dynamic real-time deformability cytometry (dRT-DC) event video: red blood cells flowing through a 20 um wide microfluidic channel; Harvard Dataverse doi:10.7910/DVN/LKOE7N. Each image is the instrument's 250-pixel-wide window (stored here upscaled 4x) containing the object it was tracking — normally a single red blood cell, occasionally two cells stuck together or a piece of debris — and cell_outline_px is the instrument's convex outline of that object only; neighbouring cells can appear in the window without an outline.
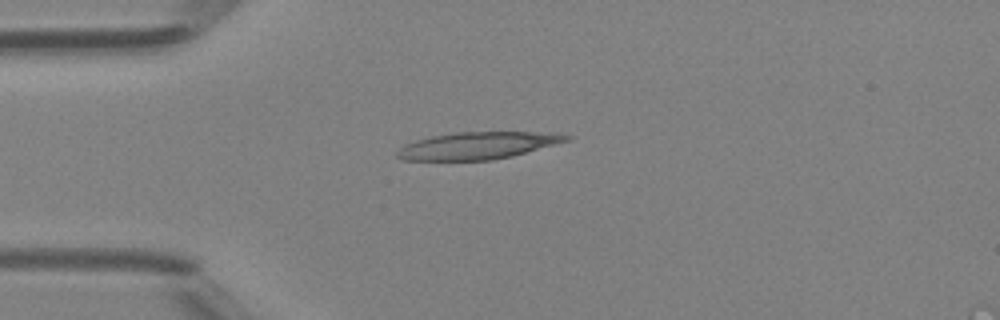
{"species": "Egyptian fruit bat (a non-hibernating species)", "species_latin": "Rousettus aegyptiacus", "temperature_condition": "room temperature", "stored_images_in_passage": 38, "camera_frame_rate_fps": 3000, "um_per_image_px": 0.085, "animal": {"sex": "female"}, "frame": {"image": 1, "passage_image": 1, "time_ms": 0.0, "image_size_px": [1000, 320], "cell_outline_px": [[572, 140], [512, 156], [492, 160], [400, 160], [396, 156], [396, 152], [404, 144], [416, 140], [432, 136], [456, 132], [560, 132], [572, 136]], "centroid_in_image_um": [40.66, 12.37], "position_along_channel_um": 44.3, "area_um2": 27.05}}
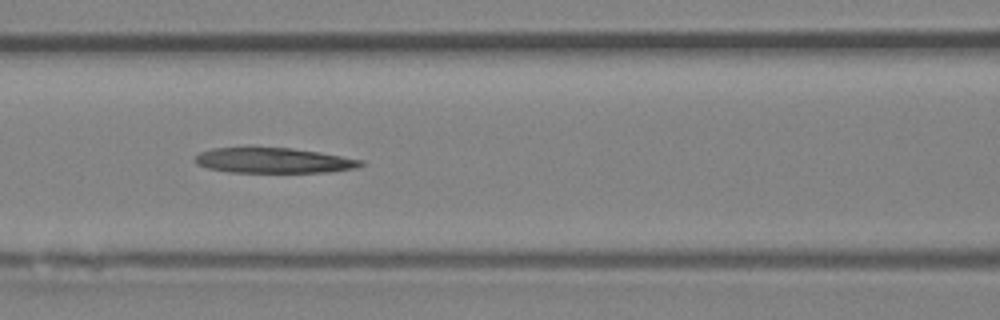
{"frame": {"image": 2, "passage_image": 10, "time_ms": 3.0, "image_size_px": [1000, 320], "cell_outline_px": [[368, 164], [356, 168], [328, 172], [228, 172], [208, 168], [196, 164], [192, 160], [200, 152], [212, 148], [292, 148], [320, 152], [364, 160]], "centroid_in_image_um": [23.29, 13.64], "position_along_channel_um": 143.3, "area_um2": 24.51}}
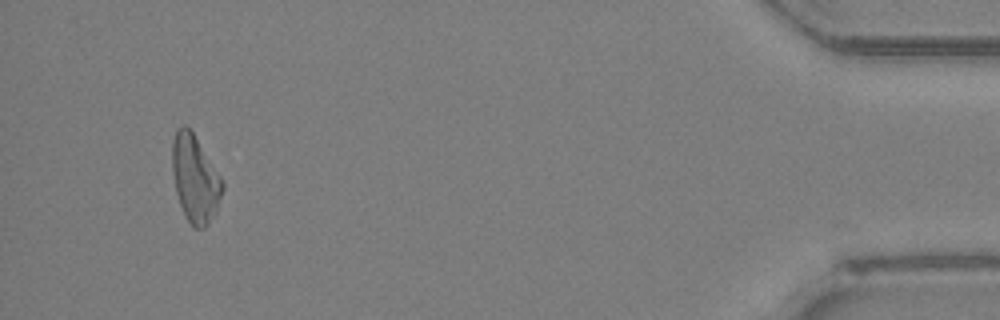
{"frame": {"image": 3, "passage_image": 35, "time_ms": 11.333, "image_size_px": [1000, 320], "cell_outline_px": [[224, 188], [216, 212], [208, 224], [204, 228], [192, 228], [184, 216], [176, 192], [172, 172], [172, 144], [176, 128], [184, 124], [192, 132], [220, 176], [224, 184]], "centroid_in_image_um": [16.56, 15.23], "position_along_channel_um": 418.6, "area_um2": 25.37}, "authors_computed_cell_mechanics": {"area_um2": 25.2297, "velocity_mm_per_s": 4.206, "shape_relaxation_time_tau1_ms": null, "shape_relaxation_time_tau2_ms": 3.9292, "deformation_change_tau1": null, "deformation_change_tau2": 0.1932}}